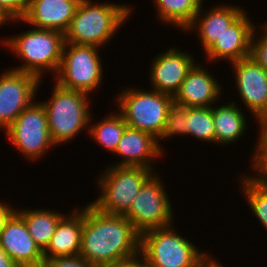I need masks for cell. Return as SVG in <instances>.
<instances>
[{
  "mask_svg": "<svg viewBox=\"0 0 267 267\" xmlns=\"http://www.w3.org/2000/svg\"><path fill=\"white\" fill-rule=\"evenodd\" d=\"M83 208L80 256L94 267H106L140 252V234L124 215Z\"/></svg>",
  "mask_w": 267,
  "mask_h": 267,
  "instance_id": "obj_1",
  "label": "cell"
},
{
  "mask_svg": "<svg viewBox=\"0 0 267 267\" xmlns=\"http://www.w3.org/2000/svg\"><path fill=\"white\" fill-rule=\"evenodd\" d=\"M132 9L133 6L129 4H99L92 0H81L64 34L65 42L105 47L126 20H130Z\"/></svg>",
  "mask_w": 267,
  "mask_h": 267,
  "instance_id": "obj_2",
  "label": "cell"
},
{
  "mask_svg": "<svg viewBox=\"0 0 267 267\" xmlns=\"http://www.w3.org/2000/svg\"><path fill=\"white\" fill-rule=\"evenodd\" d=\"M23 61L14 70L37 76L40 80L46 72L56 76L65 44L64 34L54 30L31 28L18 35L2 39L0 42Z\"/></svg>",
  "mask_w": 267,
  "mask_h": 267,
  "instance_id": "obj_3",
  "label": "cell"
},
{
  "mask_svg": "<svg viewBox=\"0 0 267 267\" xmlns=\"http://www.w3.org/2000/svg\"><path fill=\"white\" fill-rule=\"evenodd\" d=\"M179 234L174 225L140 235V252L149 267H205L214 257Z\"/></svg>",
  "mask_w": 267,
  "mask_h": 267,
  "instance_id": "obj_4",
  "label": "cell"
},
{
  "mask_svg": "<svg viewBox=\"0 0 267 267\" xmlns=\"http://www.w3.org/2000/svg\"><path fill=\"white\" fill-rule=\"evenodd\" d=\"M54 83L51 98L40 102L46 110L50 136L59 147L71 142L84 129L89 131V121L93 114L89 108L90 94L65 89Z\"/></svg>",
  "mask_w": 267,
  "mask_h": 267,
  "instance_id": "obj_5",
  "label": "cell"
},
{
  "mask_svg": "<svg viewBox=\"0 0 267 267\" xmlns=\"http://www.w3.org/2000/svg\"><path fill=\"white\" fill-rule=\"evenodd\" d=\"M146 167L106 166L97 178L100 194L90 202L98 211L110 215H124L143 184L155 173ZM101 189V190H100Z\"/></svg>",
  "mask_w": 267,
  "mask_h": 267,
  "instance_id": "obj_6",
  "label": "cell"
},
{
  "mask_svg": "<svg viewBox=\"0 0 267 267\" xmlns=\"http://www.w3.org/2000/svg\"><path fill=\"white\" fill-rule=\"evenodd\" d=\"M114 99L128 127L160 138L173 96L151 89L125 87Z\"/></svg>",
  "mask_w": 267,
  "mask_h": 267,
  "instance_id": "obj_7",
  "label": "cell"
},
{
  "mask_svg": "<svg viewBox=\"0 0 267 267\" xmlns=\"http://www.w3.org/2000/svg\"><path fill=\"white\" fill-rule=\"evenodd\" d=\"M99 47L65 42L62 60L53 78L59 86L88 94L97 91L103 81V67Z\"/></svg>",
  "mask_w": 267,
  "mask_h": 267,
  "instance_id": "obj_8",
  "label": "cell"
},
{
  "mask_svg": "<svg viewBox=\"0 0 267 267\" xmlns=\"http://www.w3.org/2000/svg\"><path fill=\"white\" fill-rule=\"evenodd\" d=\"M161 176L155 172L141 187L132 201L130 209L124 214L134 229L142 233L174 222L172 203Z\"/></svg>",
  "mask_w": 267,
  "mask_h": 267,
  "instance_id": "obj_9",
  "label": "cell"
},
{
  "mask_svg": "<svg viewBox=\"0 0 267 267\" xmlns=\"http://www.w3.org/2000/svg\"><path fill=\"white\" fill-rule=\"evenodd\" d=\"M5 135L30 161L42 159L46 152L56 147L50 136L46 110L40 101L28 106L5 130Z\"/></svg>",
  "mask_w": 267,
  "mask_h": 267,
  "instance_id": "obj_10",
  "label": "cell"
},
{
  "mask_svg": "<svg viewBox=\"0 0 267 267\" xmlns=\"http://www.w3.org/2000/svg\"><path fill=\"white\" fill-rule=\"evenodd\" d=\"M43 80L12 69L0 73V128L4 131L30 106ZM36 93V94H35Z\"/></svg>",
  "mask_w": 267,
  "mask_h": 267,
  "instance_id": "obj_11",
  "label": "cell"
},
{
  "mask_svg": "<svg viewBox=\"0 0 267 267\" xmlns=\"http://www.w3.org/2000/svg\"><path fill=\"white\" fill-rule=\"evenodd\" d=\"M231 68L241 102L258 123L267 115V71L251 56L231 63Z\"/></svg>",
  "mask_w": 267,
  "mask_h": 267,
  "instance_id": "obj_12",
  "label": "cell"
},
{
  "mask_svg": "<svg viewBox=\"0 0 267 267\" xmlns=\"http://www.w3.org/2000/svg\"><path fill=\"white\" fill-rule=\"evenodd\" d=\"M157 55L150 64V89L174 96L196 60L175 47Z\"/></svg>",
  "mask_w": 267,
  "mask_h": 267,
  "instance_id": "obj_13",
  "label": "cell"
},
{
  "mask_svg": "<svg viewBox=\"0 0 267 267\" xmlns=\"http://www.w3.org/2000/svg\"><path fill=\"white\" fill-rule=\"evenodd\" d=\"M248 15L244 12L204 53L207 61L215 63L217 60H225L233 63L250 56L251 40L256 26Z\"/></svg>",
  "mask_w": 267,
  "mask_h": 267,
  "instance_id": "obj_14",
  "label": "cell"
},
{
  "mask_svg": "<svg viewBox=\"0 0 267 267\" xmlns=\"http://www.w3.org/2000/svg\"><path fill=\"white\" fill-rule=\"evenodd\" d=\"M81 0H34L28 5L22 19L10 20L7 23L21 21L38 29L54 30L65 34L75 15Z\"/></svg>",
  "mask_w": 267,
  "mask_h": 267,
  "instance_id": "obj_15",
  "label": "cell"
},
{
  "mask_svg": "<svg viewBox=\"0 0 267 267\" xmlns=\"http://www.w3.org/2000/svg\"><path fill=\"white\" fill-rule=\"evenodd\" d=\"M195 63L173 96V101L187 107H210L221 100L223 87L205 66ZM209 71V72H208Z\"/></svg>",
  "mask_w": 267,
  "mask_h": 267,
  "instance_id": "obj_16",
  "label": "cell"
},
{
  "mask_svg": "<svg viewBox=\"0 0 267 267\" xmlns=\"http://www.w3.org/2000/svg\"><path fill=\"white\" fill-rule=\"evenodd\" d=\"M113 154L122 157L119 162L111 164L113 166L146 167L155 170L154 161L163 156L161 154L164 152L151 134L127 126Z\"/></svg>",
  "mask_w": 267,
  "mask_h": 267,
  "instance_id": "obj_17",
  "label": "cell"
},
{
  "mask_svg": "<svg viewBox=\"0 0 267 267\" xmlns=\"http://www.w3.org/2000/svg\"><path fill=\"white\" fill-rule=\"evenodd\" d=\"M0 247L15 263L43 262L44 255L30 235L22 216L15 210L0 231Z\"/></svg>",
  "mask_w": 267,
  "mask_h": 267,
  "instance_id": "obj_18",
  "label": "cell"
},
{
  "mask_svg": "<svg viewBox=\"0 0 267 267\" xmlns=\"http://www.w3.org/2000/svg\"><path fill=\"white\" fill-rule=\"evenodd\" d=\"M244 12L245 10L241 6H229V4L225 5V3L213 6L210 10L203 9L202 6L196 14L193 23L185 32L194 33L193 31L196 30L200 46H202L201 48L204 49L203 53H205Z\"/></svg>",
  "mask_w": 267,
  "mask_h": 267,
  "instance_id": "obj_19",
  "label": "cell"
},
{
  "mask_svg": "<svg viewBox=\"0 0 267 267\" xmlns=\"http://www.w3.org/2000/svg\"><path fill=\"white\" fill-rule=\"evenodd\" d=\"M71 211L59 221L49 245L43 251L44 259L80 255L83 208Z\"/></svg>",
  "mask_w": 267,
  "mask_h": 267,
  "instance_id": "obj_20",
  "label": "cell"
},
{
  "mask_svg": "<svg viewBox=\"0 0 267 267\" xmlns=\"http://www.w3.org/2000/svg\"><path fill=\"white\" fill-rule=\"evenodd\" d=\"M224 104V105H223ZM212 106V116L215 125L216 145L234 144L245 135L248 127L247 116L235 102ZM244 134V135H243Z\"/></svg>",
  "mask_w": 267,
  "mask_h": 267,
  "instance_id": "obj_21",
  "label": "cell"
},
{
  "mask_svg": "<svg viewBox=\"0 0 267 267\" xmlns=\"http://www.w3.org/2000/svg\"><path fill=\"white\" fill-rule=\"evenodd\" d=\"M22 216L35 243L44 251L49 245L59 221L66 215L54 209H16Z\"/></svg>",
  "mask_w": 267,
  "mask_h": 267,
  "instance_id": "obj_22",
  "label": "cell"
},
{
  "mask_svg": "<svg viewBox=\"0 0 267 267\" xmlns=\"http://www.w3.org/2000/svg\"><path fill=\"white\" fill-rule=\"evenodd\" d=\"M154 8L158 21L166 23L183 32L193 23L203 0H154ZM156 6V7H155Z\"/></svg>",
  "mask_w": 267,
  "mask_h": 267,
  "instance_id": "obj_23",
  "label": "cell"
},
{
  "mask_svg": "<svg viewBox=\"0 0 267 267\" xmlns=\"http://www.w3.org/2000/svg\"><path fill=\"white\" fill-rule=\"evenodd\" d=\"M92 117L89 121V131L87 133L90 136L89 138H92L94 142L96 141L103 149L114 153L124 130L128 126L123 116L119 112H111L110 115L102 118V121L100 120L98 123L95 122V124H91Z\"/></svg>",
  "mask_w": 267,
  "mask_h": 267,
  "instance_id": "obj_24",
  "label": "cell"
},
{
  "mask_svg": "<svg viewBox=\"0 0 267 267\" xmlns=\"http://www.w3.org/2000/svg\"><path fill=\"white\" fill-rule=\"evenodd\" d=\"M239 181H241L239 188L245 196V201H247L252 215L267 231V184L260 182L251 174L245 176L244 173L238 178Z\"/></svg>",
  "mask_w": 267,
  "mask_h": 267,
  "instance_id": "obj_25",
  "label": "cell"
},
{
  "mask_svg": "<svg viewBox=\"0 0 267 267\" xmlns=\"http://www.w3.org/2000/svg\"><path fill=\"white\" fill-rule=\"evenodd\" d=\"M216 144L215 125L210 107H188L187 136Z\"/></svg>",
  "mask_w": 267,
  "mask_h": 267,
  "instance_id": "obj_26",
  "label": "cell"
},
{
  "mask_svg": "<svg viewBox=\"0 0 267 267\" xmlns=\"http://www.w3.org/2000/svg\"><path fill=\"white\" fill-rule=\"evenodd\" d=\"M187 114H188V107L185 105H181L173 101L170 104L168 109L167 119L165 121V126L160 138L157 140L160 148L162 140H168L171 137L179 136H186L187 137Z\"/></svg>",
  "mask_w": 267,
  "mask_h": 267,
  "instance_id": "obj_27",
  "label": "cell"
},
{
  "mask_svg": "<svg viewBox=\"0 0 267 267\" xmlns=\"http://www.w3.org/2000/svg\"><path fill=\"white\" fill-rule=\"evenodd\" d=\"M260 26V30L258 26L254 29L250 56L267 71V22L264 21V24H260ZM257 28L260 31L259 33ZM255 34L260 35L257 37Z\"/></svg>",
  "mask_w": 267,
  "mask_h": 267,
  "instance_id": "obj_28",
  "label": "cell"
},
{
  "mask_svg": "<svg viewBox=\"0 0 267 267\" xmlns=\"http://www.w3.org/2000/svg\"><path fill=\"white\" fill-rule=\"evenodd\" d=\"M251 158L253 176L267 184V143H256ZM256 172V173H255Z\"/></svg>",
  "mask_w": 267,
  "mask_h": 267,
  "instance_id": "obj_29",
  "label": "cell"
},
{
  "mask_svg": "<svg viewBox=\"0 0 267 267\" xmlns=\"http://www.w3.org/2000/svg\"><path fill=\"white\" fill-rule=\"evenodd\" d=\"M27 9V0H0V14L6 21L22 19Z\"/></svg>",
  "mask_w": 267,
  "mask_h": 267,
  "instance_id": "obj_30",
  "label": "cell"
},
{
  "mask_svg": "<svg viewBox=\"0 0 267 267\" xmlns=\"http://www.w3.org/2000/svg\"><path fill=\"white\" fill-rule=\"evenodd\" d=\"M43 266L44 267H94L80 255L44 259Z\"/></svg>",
  "mask_w": 267,
  "mask_h": 267,
  "instance_id": "obj_31",
  "label": "cell"
},
{
  "mask_svg": "<svg viewBox=\"0 0 267 267\" xmlns=\"http://www.w3.org/2000/svg\"><path fill=\"white\" fill-rule=\"evenodd\" d=\"M106 267H149L147 261L141 252L136 255L118 260L117 262L110 264Z\"/></svg>",
  "mask_w": 267,
  "mask_h": 267,
  "instance_id": "obj_32",
  "label": "cell"
},
{
  "mask_svg": "<svg viewBox=\"0 0 267 267\" xmlns=\"http://www.w3.org/2000/svg\"><path fill=\"white\" fill-rule=\"evenodd\" d=\"M16 209L12 207V205L9 203L2 202V199L0 201V231L4 228L5 222L10 217V215L15 211Z\"/></svg>",
  "mask_w": 267,
  "mask_h": 267,
  "instance_id": "obj_33",
  "label": "cell"
},
{
  "mask_svg": "<svg viewBox=\"0 0 267 267\" xmlns=\"http://www.w3.org/2000/svg\"><path fill=\"white\" fill-rule=\"evenodd\" d=\"M257 126H259L257 129L260 131L257 134L259 137L256 143H267V115L258 122Z\"/></svg>",
  "mask_w": 267,
  "mask_h": 267,
  "instance_id": "obj_34",
  "label": "cell"
},
{
  "mask_svg": "<svg viewBox=\"0 0 267 267\" xmlns=\"http://www.w3.org/2000/svg\"><path fill=\"white\" fill-rule=\"evenodd\" d=\"M16 263L0 247V267H14Z\"/></svg>",
  "mask_w": 267,
  "mask_h": 267,
  "instance_id": "obj_35",
  "label": "cell"
},
{
  "mask_svg": "<svg viewBox=\"0 0 267 267\" xmlns=\"http://www.w3.org/2000/svg\"><path fill=\"white\" fill-rule=\"evenodd\" d=\"M14 267H44L43 262L34 263H16Z\"/></svg>",
  "mask_w": 267,
  "mask_h": 267,
  "instance_id": "obj_36",
  "label": "cell"
},
{
  "mask_svg": "<svg viewBox=\"0 0 267 267\" xmlns=\"http://www.w3.org/2000/svg\"><path fill=\"white\" fill-rule=\"evenodd\" d=\"M205 267H220V261L215 257Z\"/></svg>",
  "mask_w": 267,
  "mask_h": 267,
  "instance_id": "obj_37",
  "label": "cell"
},
{
  "mask_svg": "<svg viewBox=\"0 0 267 267\" xmlns=\"http://www.w3.org/2000/svg\"><path fill=\"white\" fill-rule=\"evenodd\" d=\"M5 23L7 24V21L0 14V26L6 25Z\"/></svg>",
  "mask_w": 267,
  "mask_h": 267,
  "instance_id": "obj_38",
  "label": "cell"
},
{
  "mask_svg": "<svg viewBox=\"0 0 267 267\" xmlns=\"http://www.w3.org/2000/svg\"><path fill=\"white\" fill-rule=\"evenodd\" d=\"M32 1H34V0H27V2H28V5L32 2Z\"/></svg>",
  "mask_w": 267,
  "mask_h": 267,
  "instance_id": "obj_39",
  "label": "cell"
}]
</instances>
